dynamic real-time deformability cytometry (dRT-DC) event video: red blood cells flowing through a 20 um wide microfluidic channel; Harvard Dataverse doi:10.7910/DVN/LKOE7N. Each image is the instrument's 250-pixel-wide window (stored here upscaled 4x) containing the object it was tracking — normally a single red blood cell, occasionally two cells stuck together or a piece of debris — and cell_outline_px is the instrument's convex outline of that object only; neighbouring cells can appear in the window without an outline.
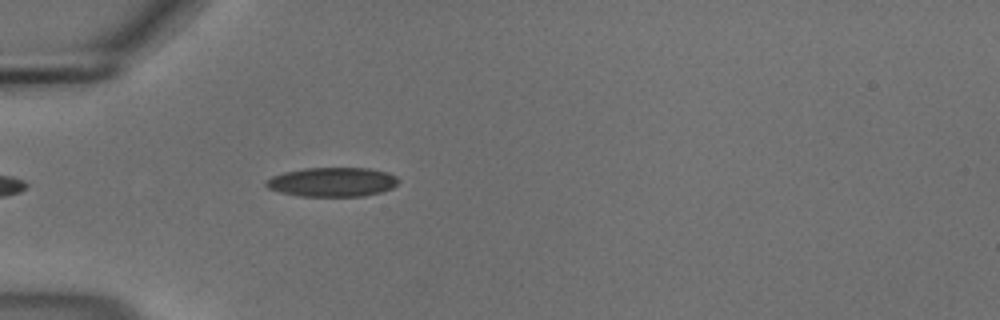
{"species": "common noctule bat (a hibernating species)", "species_latin": "Nyctalus noctula", "temperature_condition": "cold", "stored_images_in_passage": 25, "camera_frame_rate_fps": 3000, "um_per_image_px": 0.085, "animal": {"sex": "male", "body_mass_g": 18.8}, "frame": {"image": 1, "passage_image": 1, "time_ms": 0.0, "image_size_px": [1000, 320], "cell_outline_px": [[400, 180], [392, 188], [380, 192], [364, 196], [300, 196], [280, 192], [268, 188], [264, 184], [272, 176], [284, 172], [304, 168], [368, 168], [388, 172], [396, 176]], "centroid_in_image_um": [28.26, 15.47], "position_along_channel_um": 56.7, "area_um2": 22.54}}
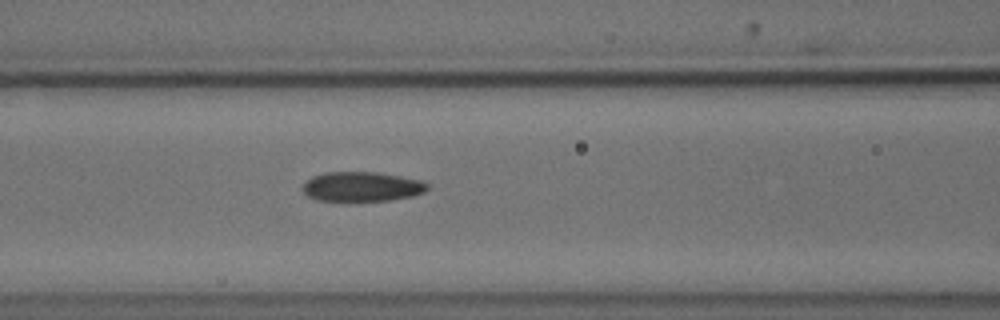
{"frame": {"image": 2, "passage_image": 8, "time_ms": 2.333, "image_size_px": [1000, 320], "cell_outline_px": [[428, 188], [424, 192], [412, 196], [388, 200], [348, 204], [316, 200], [308, 196], [304, 192], [304, 184], [312, 176], [324, 172], [376, 172], [400, 176], [420, 180], [428, 184]], "centroid_in_image_um": [30.72, 15.91], "position_along_channel_um": 135.9, "area_um2": 22.25}}
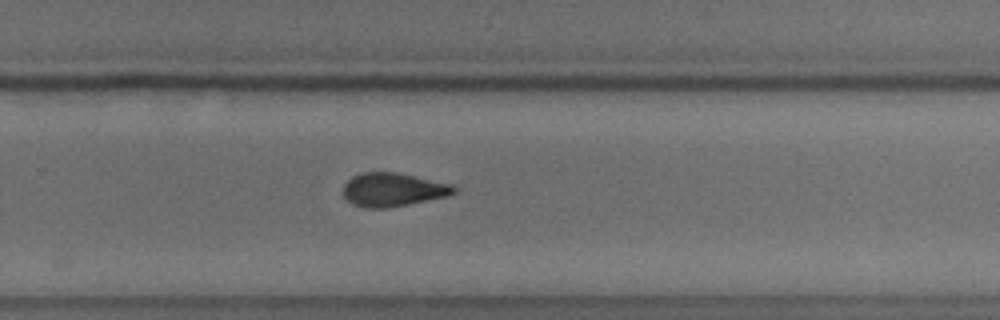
{"frame": {"image": 3, "passage_image": 21, "time_ms": 6.667, "image_size_px": [1000, 320], "cell_outline_px": [[456, 192], [448, 196], [408, 204], [384, 208], [364, 208], [352, 204], [344, 196], [344, 184], [352, 176], [360, 172], [396, 172], [452, 184], [456, 188]], "centroid_in_image_um": [33.39, 16.12], "position_along_channel_um": 296.4, "area_um2": 21.62}}